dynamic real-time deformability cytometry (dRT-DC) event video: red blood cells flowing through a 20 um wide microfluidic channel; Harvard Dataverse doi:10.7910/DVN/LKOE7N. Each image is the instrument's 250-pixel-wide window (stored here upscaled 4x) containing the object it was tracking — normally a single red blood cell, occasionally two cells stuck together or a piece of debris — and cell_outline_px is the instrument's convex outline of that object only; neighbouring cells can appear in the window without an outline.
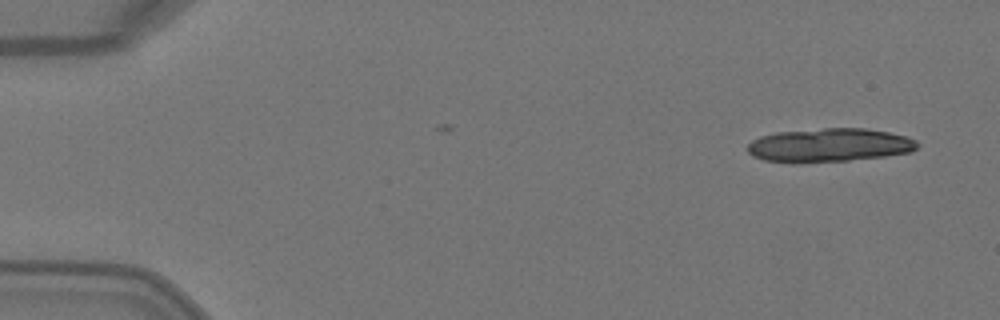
{"species": "Egyptian fruit bat (a non-hibernating species)", "species_latin": "Rousettus aegyptiacus", "temperature_condition": "warm", "stored_images_in_passage": 2, "camera_frame_rate_fps": 3000, "um_per_image_px": 0.085, "animal": {"sex": "female"}, "frame": {"image": 1, "passage_image": 2, "time_ms": 0.333, "image_size_px": [1000, 320], "cell_outline_px": [[920, 144], [912, 152], [884, 156], [848, 160], [764, 160], [752, 156], [748, 152], [748, 144], [752, 140], [760, 136], [776, 132], [824, 128], [864, 128], [888, 132], [908, 136], [916, 140]], "centroid_in_image_um": [70.56, 12.29], "position_along_channel_um": 14.4, "area_um2": 32.43}}